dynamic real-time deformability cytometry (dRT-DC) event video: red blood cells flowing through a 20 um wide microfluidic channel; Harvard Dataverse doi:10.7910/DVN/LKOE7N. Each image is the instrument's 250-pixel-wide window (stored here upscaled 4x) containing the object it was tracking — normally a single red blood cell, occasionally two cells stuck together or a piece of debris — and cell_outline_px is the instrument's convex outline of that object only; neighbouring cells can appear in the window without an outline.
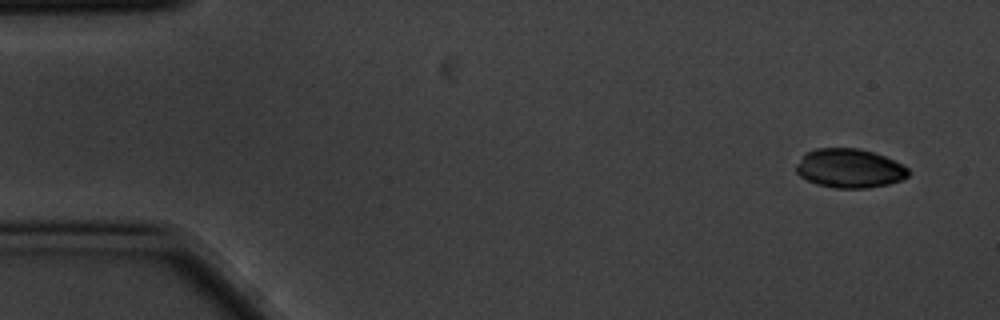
{"species": "common noctule bat (a hibernating species)", "species_latin": "Nyctalus noctula", "temperature_condition": "cold", "stored_images_in_passage": 4, "camera_frame_rate_fps": 3000, "um_per_image_px": 0.085, "animal": {"sex": "male", "body_mass_g": 20.1, "forearm_length_mm": 53.5}, "frame": {"image": 1, "passage_image": 1, "time_ms": 0.0, "image_size_px": [1000, 320], "cell_outline_px": [[908, 176], [900, 180], [888, 184], [868, 188], [836, 188], [816, 184], [800, 176], [796, 172], [796, 164], [804, 152], [816, 148], [856, 148], [872, 152], [884, 156], [904, 164], [908, 168]], "centroid_in_image_um": [72.19, 14.3], "position_along_channel_um": 12.8, "area_um2": 25.61}}
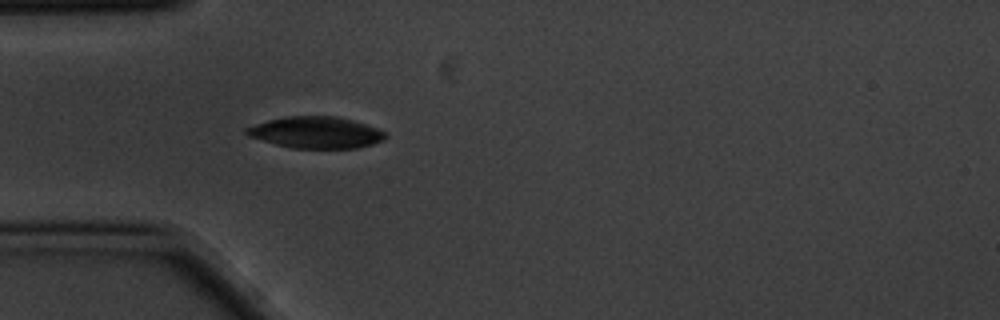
{"frame": {"image": 2, "passage_image": 4, "time_ms": 1.0, "image_size_px": [1000, 320], "cell_outline_px": [[388, 136], [384, 140], [372, 144], [356, 148], [292, 148], [276, 144], [248, 136], [244, 132], [244, 128], [268, 120], [284, 116], [336, 116], [352, 120], [376, 128], [384, 132]], "centroid_in_image_um": [26.84, 11.26], "position_along_channel_um": 58.2, "area_um2": 25.43}}